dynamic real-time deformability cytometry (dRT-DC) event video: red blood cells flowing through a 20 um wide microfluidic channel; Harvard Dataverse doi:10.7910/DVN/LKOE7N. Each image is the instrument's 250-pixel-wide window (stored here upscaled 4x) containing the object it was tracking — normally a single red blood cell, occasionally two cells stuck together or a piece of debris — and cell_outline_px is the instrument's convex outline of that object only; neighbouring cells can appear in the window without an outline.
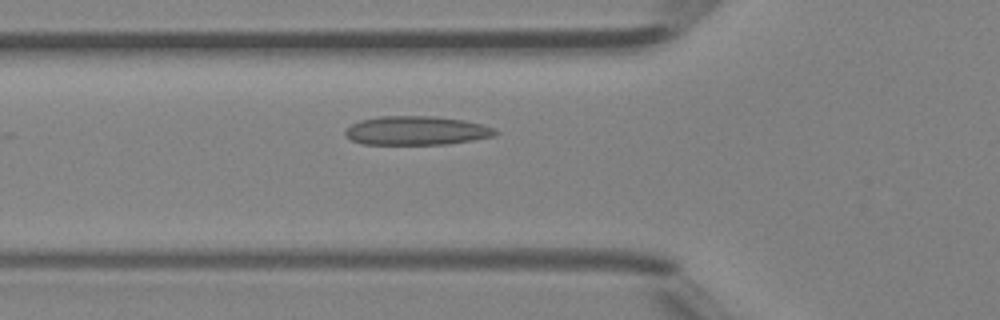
{"species": "Egyptian fruit bat (a non-hibernating species)", "species_latin": "Rousettus aegyptiacus", "temperature_condition": "room temperature", "stored_images_in_passage": 35, "camera_frame_rate_fps": 3000, "um_per_image_px": 0.085, "animal": {"sex": "female"}, "frame": {"image": 1, "passage_image": 5, "time_ms": 1.333, "image_size_px": [1000, 320], "cell_outline_px": [[500, 132], [492, 136], [472, 140], [448, 144], [364, 144], [352, 140], [344, 132], [352, 124], [360, 120], [380, 116], [432, 116], [464, 120], [496, 128]], "centroid_in_image_um": [35.43, 11.1], "position_along_channel_um": 90.4, "area_um2": 25.09}}
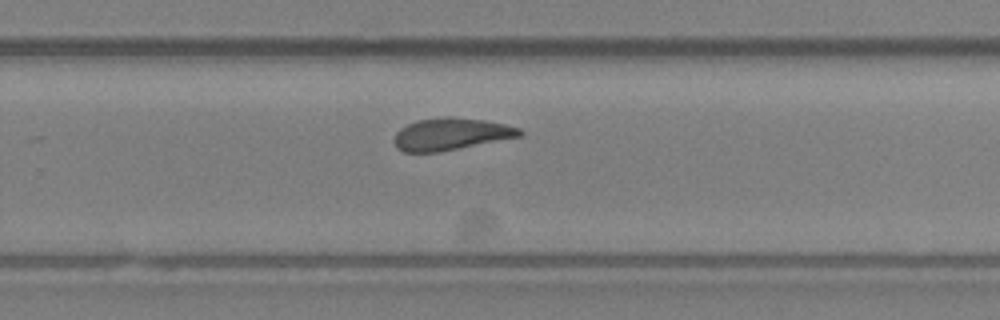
{"frame": {"image": 2, "passage_image": 19, "time_ms": 6.0, "image_size_px": [1000, 320], "cell_outline_px": [[524, 132], [520, 136], [440, 152], [404, 152], [396, 148], [392, 140], [396, 132], [400, 128], [416, 120], [448, 116], [484, 120], [504, 124], [520, 128]], "centroid_in_image_um": [38.28, 11.4], "position_along_channel_um": 291.5, "area_um2": 23.52}}
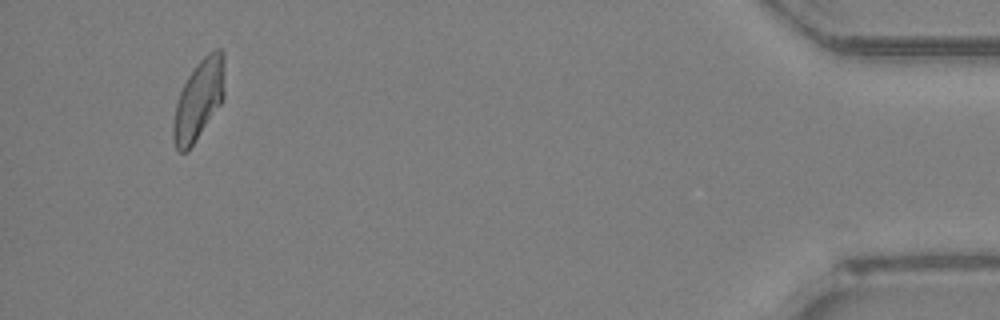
{"frame": {"image": 3, "passage_image": 33, "time_ms": 10.667, "image_size_px": [1000, 320], "cell_outline_px": [[224, 100], [188, 152], [180, 152], [176, 148], [172, 136], [172, 124], [176, 104], [180, 92], [188, 76], [196, 64], [208, 52], [216, 48], [220, 48], [224, 52]], "centroid_in_image_um": [16.9, 8.48], "position_along_channel_um": 418.3, "area_um2": 24.22}, "authors_computed_cell_mechanics": {"area_um2": 23.8714, "velocity_mm_per_s": 4.3193, "shape_relaxation_time_tau1_ms": 9.5653, "shape_relaxation_time_tau2_ms": 2.3635, "deformation_change_tau1": 0.1779, "deformation_change_tau2": 0.1038}}